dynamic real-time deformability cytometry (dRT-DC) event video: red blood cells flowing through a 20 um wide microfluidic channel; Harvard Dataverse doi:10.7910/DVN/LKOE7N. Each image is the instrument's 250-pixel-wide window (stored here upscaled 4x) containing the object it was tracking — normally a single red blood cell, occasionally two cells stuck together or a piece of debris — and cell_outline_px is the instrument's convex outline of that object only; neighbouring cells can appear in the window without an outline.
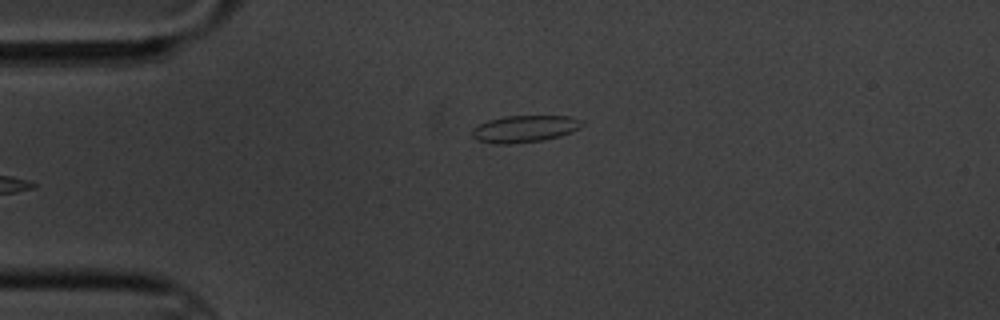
{"species": "common noctule bat (a hibernating species)", "species_latin": "Nyctalus noctula", "temperature_condition": "cold", "stored_images_in_passage": 5, "segment_of_instrument_passage": [2, 2], "camera_frame_rate_fps": 3000, "um_per_image_px": 0.085, "animal": {"sex": "male", "body_mass_g": 20.1, "forearm_length_mm": 53.5}, "frame": {"image": 1, "passage_image": 5, "time_ms": 5.667, "image_size_px": [1000, 320], "cell_outline_px": [[584, 124], [580, 128], [572, 132], [560, 136], [544, 140], [508, 144], [496, 144], [476, 140], [472, 136], [472, 128], [488, 120], [504, 116], [572, 116], [584, 120]], "centroid_in_image_um": [44.62, 10.94], "position_along_channel_um": 40.4, "area_um2": 17.46}}